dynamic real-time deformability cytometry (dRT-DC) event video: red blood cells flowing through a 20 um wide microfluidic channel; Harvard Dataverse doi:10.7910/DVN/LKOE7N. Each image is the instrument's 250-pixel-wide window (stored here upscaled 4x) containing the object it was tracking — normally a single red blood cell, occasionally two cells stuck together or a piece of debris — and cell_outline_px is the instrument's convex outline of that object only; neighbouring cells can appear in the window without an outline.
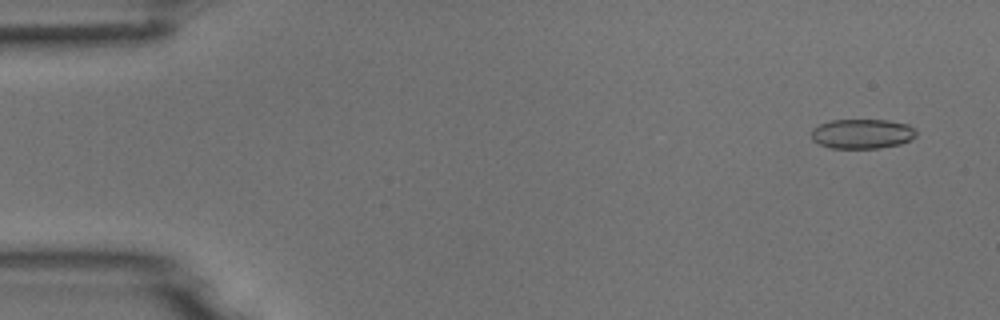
{"species": "common noctule bat (a hibernating species)", "species_latin": "Nyctalus noctula", "temperature_condition": "room temperature", "stored_images_in_passage": 51, "camera_frame_rate_fps": 3000, "um_per_image_px": 0.085, "animal": {"sex": "male", "body_mass_g": 18.8}, "frame": {"image": 1, "passage_image": 3, "time_ms": 0.667, "image_size_px": [1000, 320], "cell_outline_px": [[916, 136], [900, 144], [880, 148], [832, 148], [820, 144], [812, 140], [812, 128], [820, 124], [832, 120], [888, 120], [908, 124], [916, 132]], "centroid_in_image_um": [73.27, 11.37], "position_along_channel_um": 11.7, "area_um2": 18.03}}
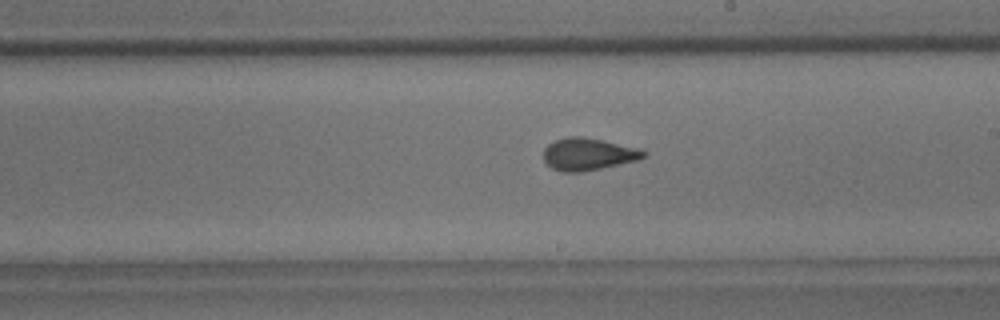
{"frame": {"image": 2, "passage_image": 29, "time_ms": 9.333, "image_size_px": [1000, 320], "cell_outline_px": [[648, 152], [640, 160], [580, 172], [560, 172], [552, 168], [544, 160], [544, 148], [548, 144], [556, 140], [568, 136], [580, 136], [640, 148]], "centroid_in_image_um": [50.0, 13.11], "position_along_channel_um": 239.0, "area_um2": 18.73}}
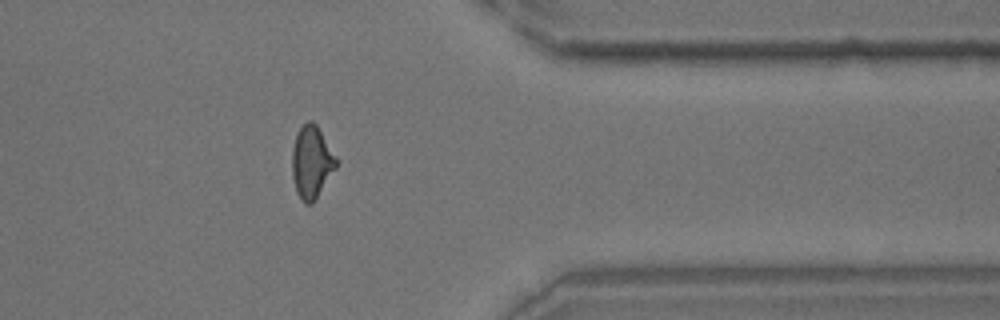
{"frame": {"image": 3, "passage_image": 41, "time_ms": 13.333, "image_size_px": [1000, 320], "cell_outline_px": [[336, 168], [312, 204], [304, 204], [300, 200], [296, 192], [292, 176], [292, 148], [296, 132], [308, 120], [312, 120], [316, 124], [336, 156]], "centroid_in_image_um": [26.46, 13.79], "position_along_channel_um": 384.9, "area_um2": 18.67}}